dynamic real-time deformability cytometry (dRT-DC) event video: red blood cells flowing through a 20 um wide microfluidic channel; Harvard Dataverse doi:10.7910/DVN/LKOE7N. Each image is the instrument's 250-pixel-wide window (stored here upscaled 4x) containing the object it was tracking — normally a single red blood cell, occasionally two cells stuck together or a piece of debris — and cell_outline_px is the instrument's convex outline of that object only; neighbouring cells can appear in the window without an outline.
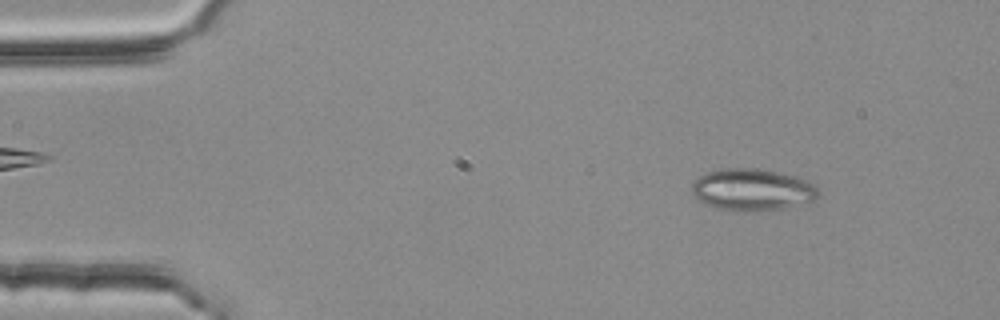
{"species": "common noctule bat (a hibernating species)", "species_latin": "Nyctalus noctula", "temperature_condition": "room temperature", "stored_images_in_passage": 2, "camera_frame_rate_fps": 3000, "um_per_image_px": 0.085, "animal": {"sex": "female", "body_mass_g": 25.1}, "frame": {"image": 1, "passage_image": 1, "time_ms": 0.0, "image_size_px": [1000, 320], "cell_outline_px": [[820, 196], [812, 200], [784, 208], [744, 212], [712, 208], [700, 200], [692, 192], [692, 184], [700, 176], [708, 172], [724, 168], [756, 168], [796, 176], [816, 184], [820, 192]], "centroid_in_image_um": [63.96, 16.13], "position_along_channel_um": 21.0, "area_um2": 30.87}}